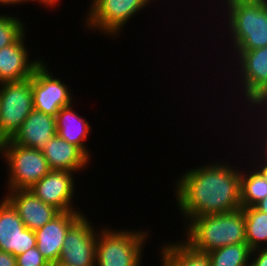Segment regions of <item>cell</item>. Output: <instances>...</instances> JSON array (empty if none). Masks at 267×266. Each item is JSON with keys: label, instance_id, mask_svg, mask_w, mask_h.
Wrapping results in <instances>:
<instances>
[{"label": "cell", "instance_id": "obj_1", "mask_svg": "<svg viewBox=\"0 0 267 266\" xmlns=\"http://www.w3.org/2000/svg\"><path fill=\"white\" fill-rule=\"evenodd\" d=\"M222 159L188 168L175 178V205L185 222L182 224L186 225L196 216L241 208V164L236 167L234 162Z\"/></svg>", "mask_w": 267, "mask_h": 266}, {"label": "cell", "instance_id": "obj_2", "mask_svg": "<svg viewBox=\"0 0 267 266\" xmlns=\"http://www.w3.org/2000/svg\"><path fill=\"white\" fill-rule=\"evenodd\" d=\"M210 4L213 9L214 4H221L214 8L218 11L212 10L216 15V19H221L223 23L225 40L228 37L229 52L233 51H249L267 46V0H211ZM216 1V2H215ZM221 6V7H220ZM223 6V7H222ZM221 8L223 10H221ZM223 11V14H222ZM218 15L220 17H218ZM218 17V18H217ZM223 17V18H221ZM224 19V20H222ZM226 24V26H225ZM224 25V26H223ZM224 37V35H226ZM229 34V35H228ZM231 44V45H229Z\"/></svg>", "mask_w": 267, "mask_h": 266}, {"label": "cell", "instance_id": "obj_3", "mask_svg": "<svg viewBox=\"0 0 267 266\" xmlns=\"http://www.w3.org/2000/svg\"><path fill=\"white\" fill-rule=\"evenodd\" d=\"M182 230V239L199 252L208 253L231 244L246 243L242 208L227 213L196 216Z\"/></svg>", "mask_w": 267, "mask_h": 266}, {"label": "cell", "instance_id": "obj_4", "mask_svg": "<svg viewBox=\"0 0 267 266\" xmlns=\"http://www.w3.org/2000/svg\"><path fill=\"white\" fill-rule=\"evenodd\" d=\"M96 242V266H142L144 249L151 230L134 228L133 230L112 229L99 226ZM136 229V230H135ZM150 232V233H149ZM151 234V235H150ZM145 248H144V247Z\"/></svg>", "mask_w": 267, "mask_h": 266}, {"label": "cell", "instance_id": "obj_5", "mask_svg": "<svg viewBox=\"0 0 267 266\" xmlns=\"http://www.w3.org/2000/svg\"><path fill=\"white\" fill-rule=\"evenodd\" d=\"M229 53L231 56L233 53V57L230 56L231 59H229L230 62L232 60L229 69H234L230 76L233 75L234 72L238 73L234 74V76L237 75L238 77L230 78V80L236 82L235 85L238 86L235 88V85H233L234 88H231L229 91L230 93L231 90L237 92L238 88L241 86L237 92L238 96L236 97L237 100L239 99L238 101L242 102L241 104L238 103L236 107L241 110L238 115V117L240 116L241 118V116H243L242 112L250 110V108L267 93V46L249 51L228 52V55ZM239 105L241 106L239 107ZM244 109H246V111Z\"/></svg>", "mask_w": 267, "mask_h": 266}, {"label": "cell", "instance_id": "obj_6", "mask_svg": "<svg viewBox=\"0 0 267 266\" xmlns=\"http://www.w3.org/2000/svg\"><path fill=\"white\" fill-rule=\"evenodd\" d=\"M0 156L8 174L4 185L7 191L29 189L51 171L42 151L14 144L10 139L0 145Z\"/></svg>", "mask_w": 267, "mask_h": 266}, {"label": "cell", "instance_id": "obj_7", "mask_svg": "<svg viewBox=\"0 0 267 266\" xmlns=\"http://www.w3.org/2000/svg\"><path fill=\"white\" fill-rule=\"evenodd\" d=\"M155 1L157 2V0H91L83 20L86 28L84 30L101 32V35L111 37L109 39L112 40L120 38L119 35L123 34L124 27L130 23L129 21L148 5L150 8V4Z\"/></svg>", "mask_w": 267, "mask_h": 266}, {"label": "cell", "instance_id": "obj_8", "mask_svg": "<svg viewBox=\"0 0 267 266\" xmlns=\"http://www.w3.org/2000/svg\"><path fill=\"white\" fill-rule=\"evenodd\" d=\"M33 109L32 76L0 84V145L14 136Z\"/></svg>", "mask_w": 267, "mask_h": 266}, {"label": "cell", "instance_id": "obj_9", "mask_svg": "<svg viewBox=\"0 0 267 266\" xmlns=\"http://www.w3.org/2000/svg\"><path fill=\"white\" fill-rule=\"evenodd\" d=\"M45 59L35 68L32 75L33 108L36 111L56 116L62 107L74 103L73 89L57 78ZM63 80V81H62ZM72 91V92H71Z\"/></svg>", "mask_w": 267, "mask_h": 266}, {"label": "cell", "instance_id": "obj_10", "mask_svg": "<svg viewBox=\"0 0 267 266\" xmlns=\"http://www.w3.org/2000/svg\"><path fill=\"white\" fill-rule=\"evenodd\" d=\"M85 213L68 229L59 262L71 266H96L97 226Z\"/></svg>", "mask_w": 267, "mask_h": 266}, {"label": "cell", "instance_id": "obj_11", "mask_svg": "<svg viewBox=\"0 0 267 266\" xmlns=\"http://www.w3.org/2000/svg\"><path fill=\"white\" fill-rule=\"evenodd\" d=\"M76 173L67 170H51L29 190L44 203L60 212L81 211L75 207Z\"/></svg>", "mask_w": 267, "mask_h": 266}, {"label": "cell", "instance_id": "obj_12", "mask_svg": "<svg viewBox=\"0 0 267 266\" xmlns=\"http://www.w3.org/2000/svg\"><path fill=\"white\" fill-rule=\"evenodd\" d=\"M36 244L35 232L26 228L16 209L3 196L0 201V250L16 257Z\"/></svg>", "mask_w": 267, "mask_h": 266}, {"label": "cell", "instance_id": "obj_13", "mask_svg": "<svg viewBox=\"0 0 267 266\" xmlns=\"http://www.w3.org/2000/svg\"><path fill=\"white\" fill-rule=\"evenodd\" d=\"M26 32L28 33L25 31L14 43L0 49V84L30 78L43 61L41 57L29 58L32 53L26 47Z\"/></svg>", "mask_w": 267, "mask_h": 266}, {"label": "cell", "instance_id": "obj_14", "mask_svg": "<svg viewBox=\"0 0 267 266\" xmlns=\"http://www.w3.org/2000/svg\"><path fill=\"white\" fill-rule=\"evenodd\" d=\"M84 211L60 212L50 222L35 231L36 247L49 264L59 260L68 229L84 214Z\"/></svg>", "mask_w": 267, "mask_h": 266}, {"label": "cell", "instance_id": "obj_15", "mask_svg": "<svg viewBox=\"0 0 267 266\" xmlns=\"http://www.w3.org/2000/svg\"><path fill=\"white\" fill-rule=\"evenodd\" d=\"M4 196L16 209L26 228L34 232L56 217L60 211L36 197L29 189L6 191Z\"/></svg>", "mask_w": 267, "mask_h": 266}, {"label": "cell", "instance_id": "obj_16", "mask_svg": "<svg viewBox=\"0 0 267 266\" xmlns=\"http://www.w3.org/2000/svg\"><path fill=\"white\" fill-rule=\"evenodd\" d=\"M56 134V117L33 109L10 140L14 144L42 151Z\"/></svg>", "mask_w": 267, "mask_h": 266}, {"label": "cell", "instance_id": "obj_17", "mask_svg": "<svg viewBox=\"0 0 267 266\" xmlns=\"http://www.w3.org/2000/svg\"><path fill=\"white\" fill-rule=\"evenodd\" d=\"M51 170L83 172L90 165V159L75 145L54 135L42 150Z\"/></svg>", "mask_w": 267, "mask_h": 266}, {"label": "cell", "instance_id": "obj_18", "mask_svg": "<svg viewBox=\"0 0 267 266\" xmlns=\"http://www.w3.org/2000/svg\"><path fill=\"white\" fill-rule=\"evenodd\" d=\"M75 104L62 107L56 114V130L57 134L70 144L78 147L91 161L92 152L87 145V139L92 131V125L88 122L87 118L76 113ZM74 109V110H73Z\"/></svg>", "mask_w": 267, "mask_h": 266}, {"label": "cell", "instance_id": "obj_19", "mask_svg": "<svg viewBox=\"0 0 267 266\" xmlns=\"http://www.w3.org/2000/svg\"><path fill=\"white\" fill-rule=\"evenodd\" d=\"M180 239L159 245L161 266H211L208 253L199 252Z\"/></svg>", "mask_w": 267, "mask_h": 266}, {"label": "cell", "instance_id": "obj_20", "mask_svg": "<svg viewBox=\"0 0 267 266\" xmlns=\"http://www.w3.org/2000/svg\"><path fill=\"white\" fill-rule=\"evenodd\" d=\"M246 161L244 166L247 167L241 164V208L255 206L267 196L266 179L249 160Z\"/></svg>", "mask_w": 267, "mask_h": 266}, {"label": "cell", "instance_id": "obj_21", "mask_svg": "<svg viewBox=\"0 0 267 266\" xmlns=\"http://www.w3.org/2000/svg\"><path fill=\"white\" fill-rule=\"evenodd\" d=\"M245 218L246 243L254 250L267 246V214L255 206L242 208Z\"/></svg>", "mask_w": 267, "mask_h": 266}, {"label": "cell", "instance_id": "obj_22", "mask_svg": "<svg viewBox=\"0 0 267 266\" xmlns=\"http://www.w3.org/2000/svg\"><path fill=\"white\" fill-rule=\"evenodd\" d=\"M252 249L247 243L231 244L208 252L211 266H250Z\"/></svg>", "mask_w": 267, "mask_h": 266}, {"label": "cell", "instance_id": "obj_23", "mask_svg": "<svg viewBox=\"0 0 267 266\" xmlns=\"http://www.w3.org/2000/svg\"><path fill=\"white\" fill-rule=\"evenodd\" d=\"M24 20L15 15L0 13V49L14 43L28 30Z\"/></svg>", "mask_w": 267, "mask_h": 266}, {"label": "cell", "instance_id": "obj_24", "mask_svg": "<svg viewBox=\"0 0 267 266\" xmlns=\"http://www.w3.org/2000/svg\"><path fill=\"white\" fill-rule=\"evenodd\" d=\"M243 132V130L241 129V133H239V135L241 134V135H243V138H242V142H239V143H241V145L242 144H245L244 145V148H243V146H238V149L239 148H241L242 147V150H241V153L243 152V150L245 151V152H243V156L242 157H239V159H242V163H243V160L245 159V153H246V151H248L247 152V154L249 155V157H248V155H247V159L248 158H251V159H249V161H251L250 163H253L252 165H254L260 172H261V174L264 176V178L266 179V181H267V152L262 148V147H260L254 140H253V138L252 137H249V134L247 135V136H245V134H243L242 133ZM244 137H247V141H245L244 143H243V139H244ZM250 138V139H249ZM249 142V143H248ZM250 142H252V143H250ZM249 146H248V145ZM252 144V145H251ZM255 145V146H254ZM246 147L248 148V150L246 149ZM253 149H252V148ZM256 147V148H255ZM259 147V148H258ZM253 153V154H252ZM261 153V154H260ZM251 156V157H250ZM257 158H256V157ZM244 158V159H243ZM256 158V159H255ZM261 158V159H260Z\"/></svg>", "mask_w": 267, "mask_h": 266}, {"label": "cell", "instance_id": "obj_25", "mask_svg": "<svg viewBox=\"0 0 267 266\" xmlns=\"http://www.w3.org/2000/svg\"><path fill=\"white\" fill-rule=\"evenodd\" d=\"M16 264L17 266H50L37 247L16 256Z\"/></svg>", "mask_w": 267, "mask_h": 266}, {"label": "cell", "instance_id": "obj_26", "mask_svg": "<svg viewBox=\"0 0 267 266\" xmlns=\"http://www.w3.org/2000/svg\"><path fill=\"white\" fill-rule=\"evenodd\" d=\"M243 124L244 125L246 124L245 127H248V128H245L247 130H244L247 132L246 135L248 133L249 135L252 133L250 137L252 138L255 137L253 140L267 152V122H246L245 121V123ZM249 128L251 129L250 131L248 130Z\"/></svg>", "mask_w": 267, "mask_h": 266}, {"label": "cell", "instance_id": "obj_27", "mask_svg": "<svg viewBox=\"0 0 267 266\" xmlns=\"http://www.w3.org/2000/svg\"><path fill=\"white\" fill-rule=\"evenodd\" d=\"M250 109L251 110H248L247 113L243 114L242 120L245 119L244 121H247V122H267V99H260ZM244 115H246V117ZM247 115L249 118L247 117Z\"/></svg>", "mask_w": 267, "mask_h": 266}, {"label": "cell", "instance_id": "obj_28", "mask_svg": "<svg viewBox=\"0 0 267 266\" xmlns=\"http://www.w3.org/2000/svg\"><path fill=\"white\" fill-rule=\"evenodd\" d=\"M250 266H267V247L252 250Z\"/></svg>", "mask_w": 267, "mask_h": 266}, {"label": "cell", "instance_id": "obj_29", "mask_svg": "<svg viewBox=\"0 0 267 266\" xmlns=\"http://www.w3.org/2000/svg\"><path fill=\"white\" fill-rule=\"evenodd\" d=\"M0 266H17L16 257L11 253L0 250Z\"/></svg>", "mask_w": 267, "mask_h": 266}, {"label": "cell", "instance_id": "obj_30", "mask_svg": "<svg viewBox=\"0 0 267 266\" xmlns=\"http://www.w3.org/2000/svg\"><path fill=\"white\" fill-rule=\"evenodd\" d=\"M30 2H34V1L33 0H0V5H1L0 7L4 5V6H8V8L9 7L12 8V6L14 5L21 6V4H27V3L31 4Z\"/></svg>", "mask_w": 267, "mask_h": 266}, {"label": "cell", "instance_id": "obj_31", "mask_svg": "<svg viewBox=\"0 0 267 266\" xmlns=\"http://www.w3.org/2000/svg\"><path fill=\"white\" fill-rule=\"evenodd\" d=\"M34 3L41 4V6L43 5L46 8H55L60 4L61 0H33Z\"/></svg>", "mask_w": 267, "mask_h": 266}, {"label": "cell", "instance_id": "obj_32", "mask_svg": "<svg viewBox=\"0 0 267 266\" xmlns=\"http://www.w3.org/2000/svg\"><path fill=\"white\" fill-rule=\"evenodd\" d=\"M255 207L258 210L263 211L267 214V196L262 201H260L258 204H256Z\"/></svg>", "mask_w": 267, "mask_h": 266}, {"label": "cell", "instance_id": "obj_33", "mask_svg": "<svg viewBox=\"0 0 267 266\" xmlns=\"http://www.w3.org/2000/svg\"><path fill=\"white\" fill-rule=\"evenodd\" d=\"M50 266H71V265H68V264L61 263V262L57 261L55 263L50 264Z\"/></svg>", "mask_w": 267, "mask_h": 266}, {"label": "cell", "instance_id": "obj_34", "mask_svg": "<svg viewBox=\"0 0 267 266\" xmlns=\"http://www.w3.org/2000/svg\"><path fill=\"white\" fill-rule=\"evenodd\" d=\"M261 99H267V93Z\"/></svg>", "mask_w": 267, "mask_h": 266}]
</instances>
